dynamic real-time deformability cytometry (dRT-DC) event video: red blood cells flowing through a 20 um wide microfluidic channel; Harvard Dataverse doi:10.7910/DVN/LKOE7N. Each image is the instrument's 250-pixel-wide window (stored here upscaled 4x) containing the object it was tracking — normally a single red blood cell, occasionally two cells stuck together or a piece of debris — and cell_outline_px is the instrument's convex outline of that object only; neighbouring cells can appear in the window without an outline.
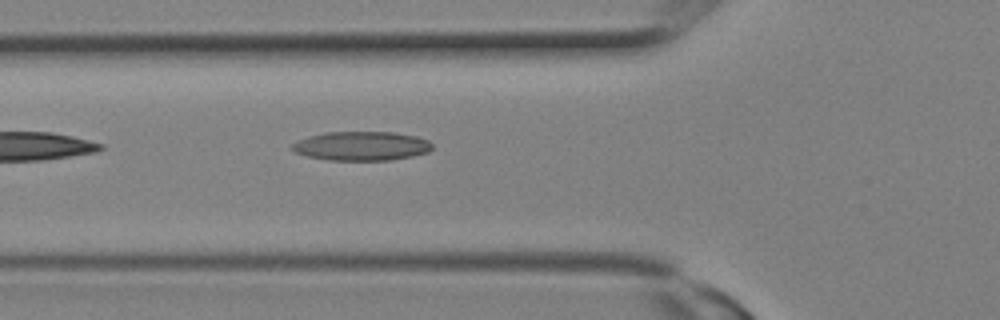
{"species": "Egyptian fruit bat (a non-hibernating species)", "species_latin": "Rousettus aegyptiacus", "temperature_condition": "room temperature", "stored_images_in_passage": 4, "camera_frame_rate_fps": 3000, "um_per_image_px": 0.085, "animal": {"sex": "female"}, "frame": {"image": 1, "passage_image": 4, "time_ms": 1.0, "image_size_px": [1000, 320], "cell_outline_px": [[432, 148], [428, 152], [412, 156], [388, 160], [328, 160], [308, 156], [296, 152], [292, 148], [292, 144], [308, 136], [324, 132], [392, 132], [416, 136], [428, 140], [432, 144]], "centroid_in_image_um": [30.74, 12.4], "position_along_channel_um": 95.1, "area_um2": 23.58}}